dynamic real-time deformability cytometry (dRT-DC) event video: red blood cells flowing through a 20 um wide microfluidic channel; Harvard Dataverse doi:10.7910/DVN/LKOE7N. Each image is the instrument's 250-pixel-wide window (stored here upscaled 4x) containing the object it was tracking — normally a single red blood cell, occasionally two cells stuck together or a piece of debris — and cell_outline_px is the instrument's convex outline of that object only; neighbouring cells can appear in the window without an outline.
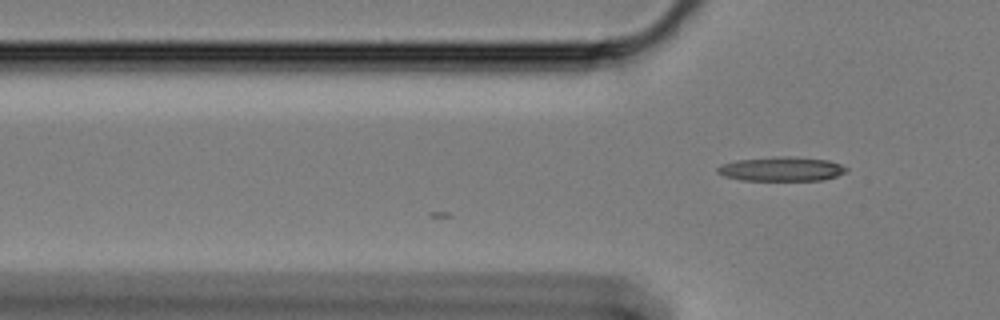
{"species": "Egyptian fruit bat (a non-hibernating species)", "species_latin": "Rousettus aegyptiacus", "temperature_condition": "cold", "stored_images_in_passage": 2, "camera_frame_rate_fps": 3000, "um_per_image_px": 0.085, "animal": {"sex": "female"}, "frame": {"image": 1, "passage_image": 2, "time_ms": 0.333, "image_size_px": [1000, 320], "cell_outline_px": [[848, 168], [844, 172], [836, 176], [824, 180], [740, 180], [724, 176], [716, 172], [716, 168], [720, 164], [736, 160], [780, 156], [784, 156], [828, 160], [840, 164]], "centroid_in_image_um": [66.37, 14.36], "position_along_channel_um": 59.4, "area_um2": 18.15}}